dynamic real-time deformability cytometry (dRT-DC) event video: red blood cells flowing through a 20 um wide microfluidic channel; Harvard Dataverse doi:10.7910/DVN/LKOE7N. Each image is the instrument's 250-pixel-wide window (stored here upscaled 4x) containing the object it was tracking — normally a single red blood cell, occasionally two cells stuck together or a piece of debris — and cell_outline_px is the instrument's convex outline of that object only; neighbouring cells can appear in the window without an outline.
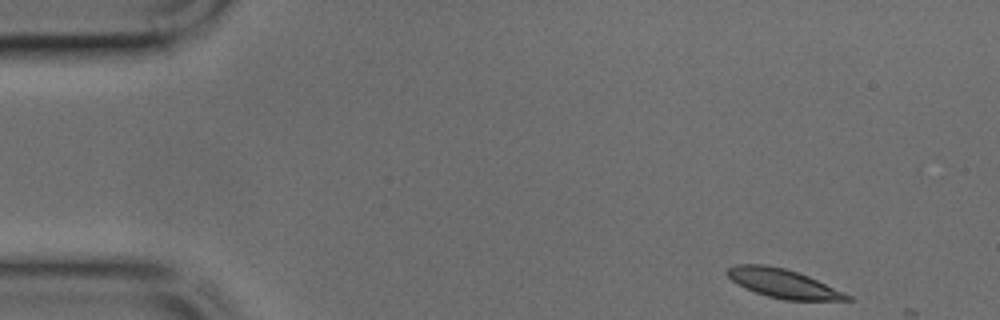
{"species": "common noctule bat (a hibernating species)", "species_latin": "Nyctalus noctula", "temperature_condition": "cold", "stored_images_in_passage": 5, "camera_frame_rate_fps": 3000, "um_per_image_px": 0.085, "animal": {"sex": "male", "body_mass_g": 17.9, "forearm_length_mm": 54.2}, "frame": {"image": 1, "passage_image": 1, "time_ms": 0.0, "image_size_px": [1000, 320], "cell_outline_px": [[852, 300], [784, 300], [768, 296], [744, 288], [732, 280], [724, 272], [728, 268], [736, 264], [764, 264], [784, 268], [808, 276], [852, 296]], "centroid_in_image_um": [66.53, 24.09], "position_along_channel_um": 18.5, "area_um2": 19.94}}